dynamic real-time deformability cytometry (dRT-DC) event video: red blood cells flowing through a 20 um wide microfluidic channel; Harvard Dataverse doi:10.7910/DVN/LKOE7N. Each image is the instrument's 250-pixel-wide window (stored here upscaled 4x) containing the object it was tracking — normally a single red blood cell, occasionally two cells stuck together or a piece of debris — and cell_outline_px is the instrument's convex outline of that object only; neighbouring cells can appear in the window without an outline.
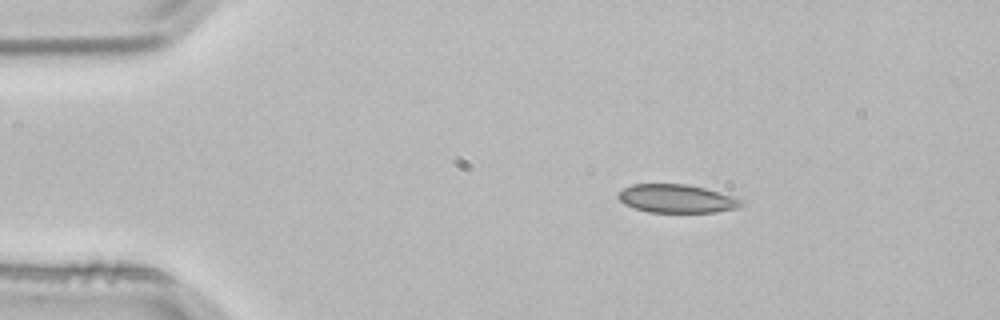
{"species": "common noctule bat (a hibernating species)", "species_latin": "Nyctalus noctula", "temperature_condition": "room temperature", "stored_images_in_passage": 2, "camera_frame_rate_fps": 3000, "um_per_image_px": 0.085, "animal": {"sex": "male", "body_mass_g": 21.5, "forearm_length_mm": 52.0}, "frame": {"image": 1, "passage_image": 1, "time_ms": 0.0, "image_size_px": [1000, 320], "cell_outline_px": [[744, 204], [736, 208], [716, 212], [648, 212], [624, 204], [616, 196], [624, 188], [632, 184], [688, 184], [704, 188], [732, 196], [744, 200]], "centroid_in_image_um": [57.52, 16.88], "position_along_channel_um": 27.5, "area_um2": 20.23}}